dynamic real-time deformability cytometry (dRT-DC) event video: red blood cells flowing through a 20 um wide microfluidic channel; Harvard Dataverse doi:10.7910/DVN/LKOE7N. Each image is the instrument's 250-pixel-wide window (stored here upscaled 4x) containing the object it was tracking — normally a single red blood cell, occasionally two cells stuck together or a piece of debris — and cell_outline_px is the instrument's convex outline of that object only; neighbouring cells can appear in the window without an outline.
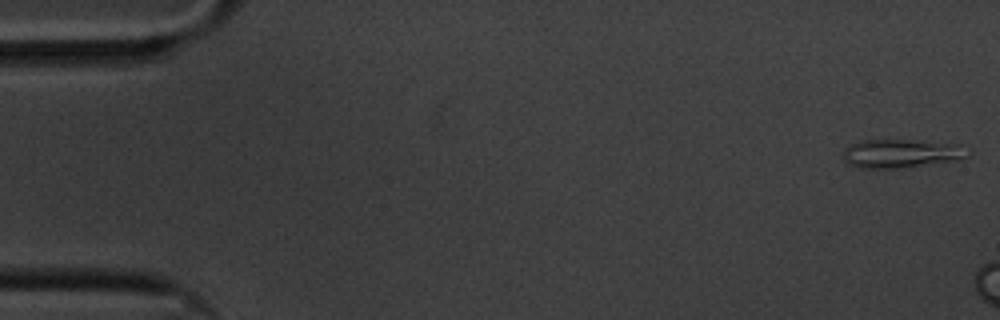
{"species": "common noctule bat (a hibernating species)", "species_latin": "Nyctalus noctula", "temperature_condition": "cold", "stored_images_in_passage": 5, "segment_of_instrument_passage": [1, 2], "camera_frame_rate_fps": 3000, "um_per_image_px": 0.085, "animal": {"sex": "male", "body_mass_g": 20.1, "forearm_length_mm": 53.5}, "frame": {"image": 1, "passage_image": 1, "time_ms": 0.0, "image_size_px": [1000, 320], "cell_outline_px": [[972, 152], [968, 156], [960, 160], [896, 168], [860, 168], [848, 164], [844, 160], [844, 148], [860, 140], [912, 140], [960, 144]], "centroid_in_image_um": [76.64, 13.04], "position_along_channel_um": 8.4, "area_um2": 20.87}}